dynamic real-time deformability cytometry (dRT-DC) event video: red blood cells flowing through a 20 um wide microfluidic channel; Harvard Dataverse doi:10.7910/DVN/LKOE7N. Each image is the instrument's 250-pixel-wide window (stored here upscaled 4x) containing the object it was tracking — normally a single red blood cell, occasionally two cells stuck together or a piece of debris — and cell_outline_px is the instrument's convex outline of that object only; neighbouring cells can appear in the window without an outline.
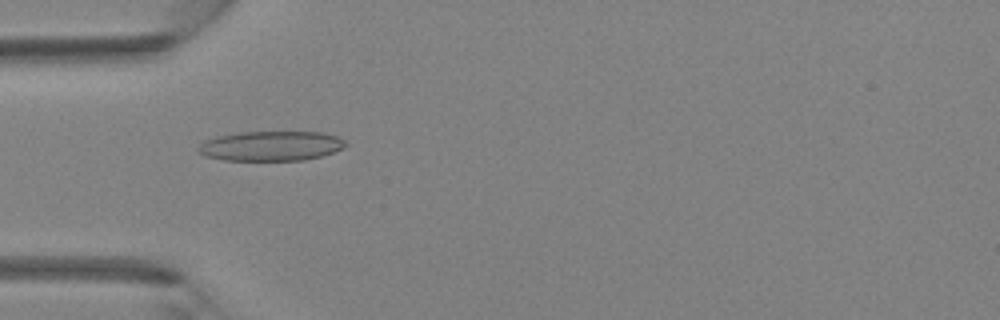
{"species": "Egyptian fruit bat (a non-hibernating species)", "species_latin": "Rousettus aegyptiacus", "temperature_condition": "room temperature", "stored_images_in_passage": 42, "camera_frame_rate_fps": 3000, "um_per_image_px": 0.085, "animal": {"sex": "female"}, "frame": {"image": 1, "passage_image": 13, "time_ms": 4.0, "image_size_px": [1000, 320], "cell_outline_px": [[348, 144], [332, 152], [320, 156], [304, 160], [224, 160], [204, 156], [196, 148], [204, 140], [216, 136], [240, 132], [324, 132], [336, 136], [344, 140]], "centroid_in_image_um": [22.99, 12.4], "position_along_channel_um": 62.0, "area_um2": 25.49}}
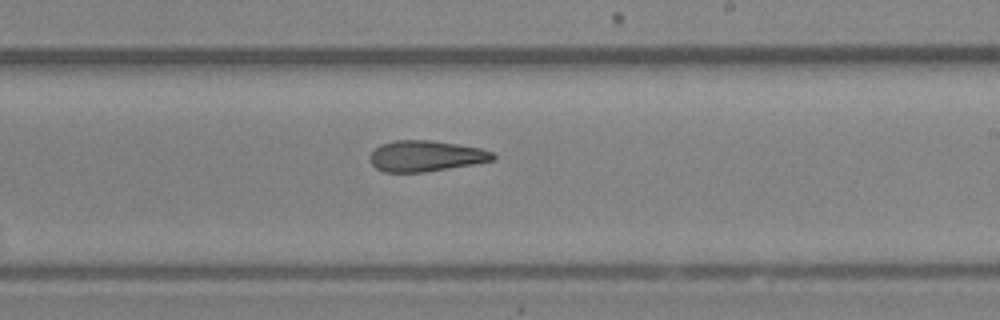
{"frame": {"image": 2, "passage_image": 25, "time_ms": 8.0, "image_size_px": [1000, 320], "cell_outline_px": [[496, 156], [492, 160], [472, 164], [424, 172], [384, 172], [376, 168], [372, 164], [372, 152], [380, 144], [396, 140], [432, 140], [480, 148], [492, 152]], "centroid_in_image_um": [36.18, 13.25], "position_along_channel_um": 252.8, "area_um2": 21.79}}
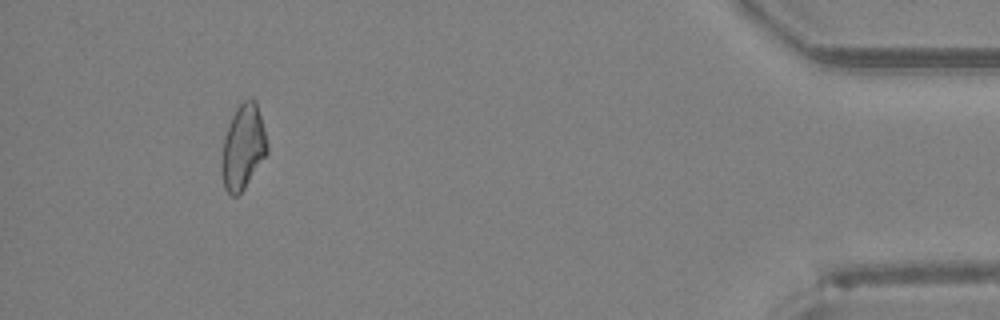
{"frame": {"image": 3, "passage_image": 39, "time_ms": 12.667, "image_size_px": [1000, 320], "cell_outline_px": [[268, 152], [244, 188], [236, 196], [232, 196], [224, 188], [220, 168], [220, 164], [224, 136], [228, 124], [236, 108], [244, 100], [256, 100], [264, 128], [268, 144]], "centroid_in_image_um": [20.64, 12.51], "position_along_channel_um": 414.6, "area_um2": 22.48}}